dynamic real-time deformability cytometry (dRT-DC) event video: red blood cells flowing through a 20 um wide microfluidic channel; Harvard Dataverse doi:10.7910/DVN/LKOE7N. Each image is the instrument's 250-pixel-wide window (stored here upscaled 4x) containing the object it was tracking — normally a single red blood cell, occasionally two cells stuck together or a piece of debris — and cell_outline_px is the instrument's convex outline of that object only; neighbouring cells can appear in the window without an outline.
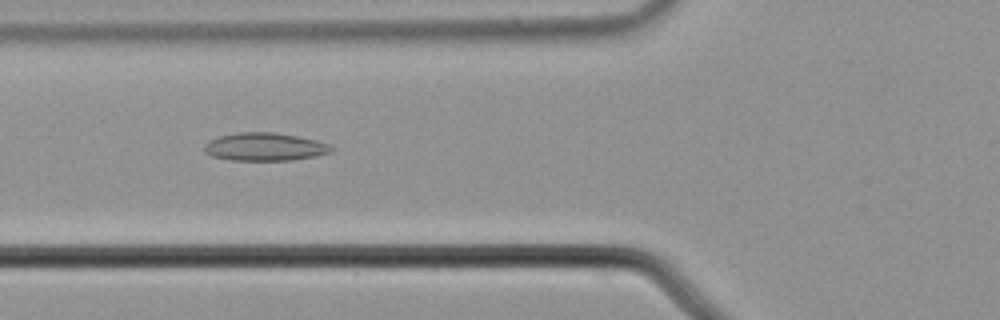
{"species": "common noctule bat (a hibernating species)", "species_latin": "Nyctalus noctula", "temperature_condition": "cold", "stored_images_in_passage": 6, "camera_frame_rate_fps": 3000, "um_per_image_px": 0.085, "animal": {"sex": "male", "body_mass_g": 21.5, "forearm_length_mm": 52.0}, "frame": {"image": 1, "passage_image": 5, "time_ms": 1.333, "image_size_px": [1000, 320], "cell_outline_px": [[336, 148], [332, 152], [316, 156], [292, 160], [232, 160], [212, 156], [204, 152], [204, 144], [208, 140], [220, 136], [240, 132], [276, 132], [316, 140], [328, 144]], "centroid_in_image_um": [22.52, 12.48], "position_along_channel_um": 103.3, "area_um2": 20.81}}
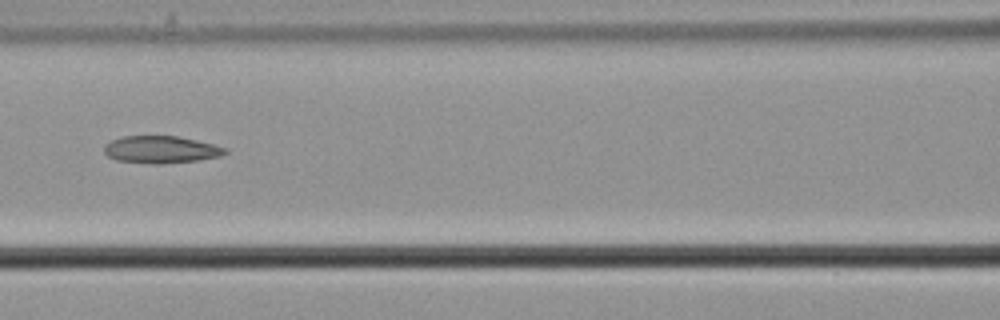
{"frame": {"image": 2, "passage_image": 6, "time_ms": 1.667, "image_size_px": [1000, 320], "cell_outline_px": [[228, 152], [220, 156], [196, 160], [160, 164], [152, 164], [116, 160], [108, 156], [104, 152], [104, 144], [112, 140], [124, 136], [176, 136], [196, 140], [228, 148]], "centroid_in_image_um": [13.67, 12.71], "position_along_channel_um": 152.9, "area_um2": 19.13}}